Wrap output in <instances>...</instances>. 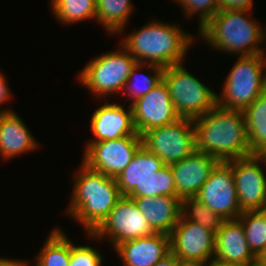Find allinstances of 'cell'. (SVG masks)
<instances>
[{
    "label": "cell",
    "instance_id": "obj_1",
    "mask_svg": "<svg viewBox=\"0 0 266 266\" xmlns=\"http://www.w3.org/2000/svg\"><path fill=\"white\" fill-rule=\"evenodd\" d=\"M194 121L196 151L221 162L252 155L243 111L216 105Z\"/></svg>",
    "mask_w": 266,
    "mask_h": 266
},
{
    "label": "cell",
    "instance_id": "obj_2",
    "mask_svg": "<svg viewBox=\"0 0 266 266\" xmlns=\"http://www.w3.org/2000/svg\"><path fill=\"white\" fill-rule=\"evenodd\" d=\"M195 38L176 23L155 20L131 32L120 42L138 63L170 67L184 63Z\"/></svg>",
    "mask_w": 266,
    "mask_h": 266
},
{
    "label": "cell",
    "instance_id": "obj_3",
    "mask_svg": "<svg viewBox=\"0 0 266 266\" xmlns=\"http://www.w3.org/2000/svg\"><path fill=\"white\" fill-rule=\"evenodd\" d=\"M74 176L70 204L65 210L78 221L86 233H92L108 216L122 197L116 178L91 170L80 164Z\"/></svg>",
    "mask_w": 266,
    "mask_h": 266
},
{
    "label": "cell",
    "instance_id": "obj_4",
    "mask_svg": "<svg viewBox=\"0 0 266 266\" xmlns=\"http://www.w3.org/2000/svg\"><path fill=\"white\" fill-rule=\"evenodd\" d=\"M249 11L219 10L198 30L199 35L202 40L208 42V45L226 54L239 56L264 54V49L258 45L265 41L266 32L256 20L251 19Z\"/></svg>",
    "mask_w": 266,
    "mask_h": 266
},
{
    "label": "cell",
    "instance_id": "obj_5",
    "mask_svg": "<svg viewBox=\"0 0 266 266\" xmlns=\"http://www.w3.org/2000/svg\"><path fill=\"white\" fill-rule=\"evenodd\" d=\"M122 196L178 197L170 165L149 152L143 145L130 164L116 177Z\"/></svg>",
    "mask_w": 266,
    "mask_h": 266
},
{
    "label": "cell",
    "instance_id": "obj_6",
    "mask_svg": "<svg viewBox=\"0 0 266 266\" xmlns=\"http://www.w3.org/2000/svg\"><path fill=\"white\" fill-rule=\"evenodd\" d=\"M266 90V59L264 54L239 56L225 79L219 107L244 111Z\"/></svg>",
    "mask_w": 266,
    "mask_h": 266
},
{
    "label": "cell",
    "instance_id": "obj_7",
    "mask_svg": "<svg viewBox=\"0 0 266 266\" xmlns=\"http://www.w3.org/2000/svg\"><path fill=\"white\" fill-rule=\"evenodd\" d=\"M165 82L181 118L196 119L217 105V93L188 72L183 63L164 68Z\"/></svg>",
    "mask_w": 266,
    "mask_h": 266
},
{
    "label": "cell",
    "instance_id": "obj_8",
    "mask_svg": "<svg viewBox=\"0 0 266 266\" xmlns=\"http://www.w3.org/2000/svg\"><path fill=\"white\" fill-rule=\"evenodd\" d=\"M120 49L92 59L78 75L80 83L96 98L122 92L136 59L120 44Z\"/></svg>",
    "mask_w": 266,
    "mask_h": 266
},
{
    "label": "cell",
    "instance_id": "obj_9",
    "mask_svg": "<svg viewBox=\"0 0 266 266\" xmlns=\"http://www.w3.org/2000/svg\"><path fill=\"white\" fill-rule=\"evenodd\" d=\"M141 136L142 145L165 165L181 161L196 151L194 121L189 118L152 128Z\"/></svg>",
    "mask_w": 266,
    "mask_h": 266
},
{
    "label": "cell",
    "instance_id": "obj_10",
    "mask_svg": "<svg viewBox=\"0 0 266 266\" xmlns=\"http://www.w3.org/2000/svg\"><path fill=\"white\" fill-rule=\"evenodd\" d=\"M155 233L147 219L138 209L133 198L122 196L104 221L92 232L86 233L90 238L111 239L112 248L118 244L149 236Z\"/></svg>",
    "mask_w": 266,
    "mask_h": 266
},
{
    "label": "cell",
    "instance_id": "obj_11",
    "mask_svg": "<svg viewBox=\"0 0 266 266\" xmlns=\"http://www.w3.org/2000/svg\"><path fill=\"white\" fill-rule=\"evenodd\" d=\"M86 144L82 163L91 170L116 178L142 146V136H124Z\"/></svg>",
    "mask_w": 266,
    "mask_h": 266
},
{
    "label": "cell",
    "instance_id": "obj_12",
    "mask_svg": "<svg viewBox=\"0 0 266 266\" xmlns=\"http://www.w3.org/2000/svg\"><path fill=\"white\" fill-rule=\"evenodd\" d=\"M226 162L232 167L241 211L265 210L266 175L261 166L266 165V155H250Z\"/></svg>",
    "mask_w": 266,
    "mask_h": 266
},
{
    "label": "cell",
    "instance_id": "obj_13",
    "mask_svg": "<svg viewBox=\"0 0 266 266\" xmlns=\"http://www.w3.org/2000/svg\"><path fill=\"white\" fill-rule=\"evenodd\" d=\"M195 198L223 220L236 219L242 214L232 167L227 162L216 165Z\"/></svg>",
    "mask_w": 266,
    "mask_h": 266
},
{
    "label": "cell",
    "instance_id": "obj_14",
    "mask_svg": "<svg viewBox=\"0 0 266 266\" xmlns=\"http://www.w3.org/2000/svg\"><path fill=\"white\" fill-rule=\"evenodd\" d=\"M170 252L179 260L208 264L214 260L216 233L180 217L169 234Z\"/></svg>",
    "mask_w": 266,
    "mask_h": 266
},
{
    "label": "cell",
    "instance_id": "obj_15",
    "mask_svg": "<svg viewBox=\"0 0 266 266\" xmlns=\"http://www.w3.org/2000/svg\"><path fill=\"white\" fill-rule=\"evenodd\" d=\"M133 123L138 134L173 123L181 117L175 110L174 103L162 80L147 94L131 104Z\"/></svg>",
    "mask_w": 266,
    "mask_h": 266
},
{
    "label": "cell",
    "instance_id": "obj_16",
    "mask_svg": "<svg viewBox=\"0 0 266 266\" xmlns=\"http://www.w3.org/2000/svg\"><path fill=\"white\" fill-rule=\"evenodd\" d=\"M256 259L247 244L242 222L238 218L224 220L216 232L213 261L229 266H245Z\"/></svg>",
    "mask_w": 266,
    "mask_h": 266
},
{
    "label": "cell",
    "instance_id": "obj_17",
    "mask_svg": "<svg viewBox=\"0 0 266 266\" xmlns=\"http://www.w3.org/2000/svg\"><path fill=\"white\" fill-rule=\"evenodd\" d=\"M94 136L88 143L115 140L124 136H141L135 130L131 105L125 109L122 104L108 101L94 110L90 120Z\"/></svg>",
    "mask_w": 266,
    "mask_h": 266
},
{
    "label": "cell",
    "instance_id": "obj_18",
    "mask_svg": "<svg viewBox=\"0 0 266 266\" xmlns=\"http://www.w3.org/2000/svg\"><path fill=\"white\" fill-rule=\"evenodd\" d=\"M219 162L207 153L195 151L181 161L171 164L178 197H195Z\"/></svg>",
    "mask_w": 266,
    "mask_h": 266
},
{
    "label": "cell",
    "instance_id": "obj_19",
    "mask_svg": "<svg viewBox=\"0 0 266 266\" xmlns=\"http://www.w3.org/2000/svg\"><path fill=\"white\" fill-rule=\"evenodd\" d=\"M114 250L124 266H153L170 253V237L155 232L122 242Z\"/></svg>",
    "mask_w": 266,
    "mask_h": 266
},
{
    "label": "cell",
    "instance_id": "obj_20",
    "mask_svg": "<svg viewBox=\"0 0 266 266\" xmlns=\"http://www.w3.org/2000/svg\"><path fill=\"white\" fill-rule=\"evenodd\" d=\"M32 135L17 113L8 108L0 109V156L3 159L36 150L39 143Z\"/></svg>",
    "mask_w": 266,
    "mask_h": 266
},
{
    "label": "cell",
    "instance_id": "obj_21",
    "mask_svg": "<svg viewBox=\"0 0 266 266\" xmlns=\"http://www.w3.org/2000/svg\"><path fill=\"white\" fill-rule=\"evenodd\" d=\"M154 232L170 234L181 217V199L172 196L130 197Z\"/></svg>",
    "mask_w": 266,
    "mask_h": 266
},
{
    "label": "cell",
    "instance_id": "obj_22",
    "mask_svg": "<svg viewBox=\"0 0 266 266\" xmlns=\"http://www.w3.org/2000/svg\"><path fill=\"white\" fill-rule=\"evenodd\" d=\"M252 155H266V90L244 111Z\"/></svg>",
    "mask_w": 266,
    "mask_h": 266
},
{
    "label": "cell",
    "instance_id": "obj_23",
    "mask_svg": "<svg viewBox=\"0 0 266 266\" xmlns=\"http://www.w3.org/2000/svg\"><path fill=\"white\" fill-rule=\"evenodd\" d=\"M133 10L131 0H96V21L107 33L121 34Z\"/></svg>",
    "mask_w": 266,
    "mask_h": 266
},
{
    "label": "cell",
    "instance_id": "obj_24",
    "mask_svg": "<svg viewBox=\"0 0 266 266\" xmlns=\"http://www.w3.org/2000/svg\"><path fill=\"white\" fill-rule=\"evenodd\" d=\"M56 228L47 236L44 246L35 258L34 266H69L71 239L60 228Z\"/></svg>",
    "mask_w": 266,
    "mask_h": 266
},
{
    "label": "cell",
    "instance_id": "obj_25",
    "mask_svg": "<svg viewBox=\"0 0 266 266\" xmlns=\"http://www.w3.org/2000/svg\"><path fill=\"white\" fill-rule=\"evenodd\" d=\"M50 4L51 12L61 24L96 20V0H51Z\"/></svg>",
    "mask_w": 266,
    "mask_h": 266
},
{
    "label": "cell",
    "instance_id": "obj_26",
    "mask_svg": "<svg viewBox=\"0 0 266 266\" xmlns=\"http://www.w3.org/2000/svg\"><path fill=\"white\" fill-rule=\"evenodd\" d=\"M149 69L148 71L152 72V74H141L139 71L141 68ZM151 69V70H150ZM139 70V71H138ZM139 72V73H138ZM164 72V67L154 65V64H144V63H136L135 66L131 69L129 78L125 83L123 88V92L127 93L130 96L132 102L130 105L141 98L145 94H147L150 90H152L159 82L162 81Z\"/></svg>",
    "mask_w": 266,
    "mask_h": 266
},
{
    "label": "cell",
    "instance_id": "obj_27",
    "mask_svg": "<svg viewBox=\"0 0 266 266\" xmlns=\"http://www.w3.org/2000/svg\"><path fill=\"white\" fill-rule=\"evenodd\" d=\"M238 219L244 227L250 250L258 257L266 250V209L243 211Z\"/></svg>",
    "mask_w": 266,
    "mask_h": 266
},
{
    "label": "cell",
    "instance_id": "obj_28",
    "mask_svg": "<svg viewBox=\"0 0 266 266\" xmlns=\"http://www.w3.org/2000/svg\"><path fill=\"white\" fill-rule=\"evenodd\" d=\"M181 216L184 219L198 223L215 233L224 221L218 214L211 211L205 204L195 197L181 199Z\"/></svg>",
    "mask_w": 266,
    "mask_h": 266
},
{
    "label": "cell",
    "instance_id": "obj_29",
    "mask_svg": "<svg viewBox=\"0 0 266 266\" xmlns=\"http://www.w3.org/2000/svg\"><path fill=\"white\" fill-rule=\"evenodd\" d=\"M183 8L185 17L199 15L201 29L219 10L218 0H175Z\"/></svg>",
    "mask_w": 266,
    "mask_h": 266
},
{
    "label": "cell",
    "instance_id": "obj_30",
    "mask_svg": "<svg viewBox=\"0 0 266 266\" xmlns=\"http://www.w3.org/2000/svg\"><path fill=\"white\" fill-rule=\"evenodd\" d=\"M103 256L96 247L80 245L71 242V257L69 266H101Z\"/></svg>",
    "mask_w": 266,
    "mask_h": 266
},
{
    "label": "cell",
    "instance_id": "obj_31",
    "mask_svg": "<svg viewBox=\"0 0 266 266\" xmlns=\"http://www.w3.org/2000/svg\"><path fill=\"white\" fill-rule=\"evenodd\" d=\"M254 0H218L220 10H252Z\"/></svg>",
    "mask_w": 266,
    "mask_h": 266
},
{
    "label": "cell",
    "instance_id": "obj_32",
    "mask_svg": "<svg viewBox=\"0 0 266 266\" xmlns=\"http://www.w3.org/2000/svg\"><path fill=\"white\" fill-rule=\"evenodd\" d=\"M10 88H8L7 81L5 79V75L0 72V105L7 102L11 97Z\"/></svg>",
    "mask_w": 266,
    "mask_h": 266
},
{
    "label": "cell",
    "instance_id": "obj_33",
    "mask_svg": "<svg viewBox=\"0 0 266 266\" xmlns=\"http://www.w3.org/2000/svg\"><path fill=\"white\" fill-rule=\"evenodd\" d=\"M177 260L178 259L175 257V255L170 252L167 256H165L163 259L159 260L153 266H176Z\"/></svg>",
    "mask_w": 266,
    "mask_h": 266
},
{
    "label": "cell",
    "instance_id": "obj_34",
    "mask_svg": "<svg viewBox=\"0 0 266 266\" xmlns=\"http://www.w3.org/2000/svg\"><path fill=\"white\" fill-rule=\"evenodd\" d=\"M0 266H28V261H23V260H13L12 258L11 259H8V258H0Z\"/></svg>",
    "mask_w": 266,
    "mask_h": 266
},
{
    "label": "cell",
    "instance_id": "obj_35",
    "mask_svg": "<svg viewBox=\"0 0 266 266\" xmlns=\"http://www.w3.org/2000/svg\"><path fill=\"white\" fill-rule=\"evenodd\" d=\"M176 266H206V264H203L198 261H185V260H177Z\"/></svg>",
    "mask_w": 266,
    "mask_h": 266
},
{
    "label": "cell",
    "instance_id": "obj_36",
    "mask_svg": "<svg viewBox=\"0 0 266 266\" xmlns=\"http://www.w3.org/2000/svg\"><path fill=\"white\" fill-rule=\"evenodd\" d=\"M257 260L266 266V250L263 251L258 257Z\"/></svg>",
    "mask_w": 266,
    "mask_h": 266
},
{
    "label": "cell",
    "instance_id": "obj_37",
    "mask_svg": "<svg viewBox=\"0 0 266 266\" xmlns=\"http://www.w3.org/2000/svg\"><path fill=\"white\" fill-rule=\"evenodd\" d=\"M245 266H264V265L256 259L255 261L250 262L249 264Z\"/></svg>",
    "mask_w": 266,
    "mask_h": 266
},
{
    "label": "cell",
    "instance_id": "obj_38",
    "mask_svg": "<svg viewBox=\"0 0 266 266\" xmlns=\"http://www.w3.org/2000/svg\"><path fill=\"white\" fill-rule=\"evenodd\" d=\"M206 266H229V265L219 264L215 261H212V262L206 264Z\"/></svg>",
    "mask_w": 266,
    "mask_h": 266
}]
</instances>
